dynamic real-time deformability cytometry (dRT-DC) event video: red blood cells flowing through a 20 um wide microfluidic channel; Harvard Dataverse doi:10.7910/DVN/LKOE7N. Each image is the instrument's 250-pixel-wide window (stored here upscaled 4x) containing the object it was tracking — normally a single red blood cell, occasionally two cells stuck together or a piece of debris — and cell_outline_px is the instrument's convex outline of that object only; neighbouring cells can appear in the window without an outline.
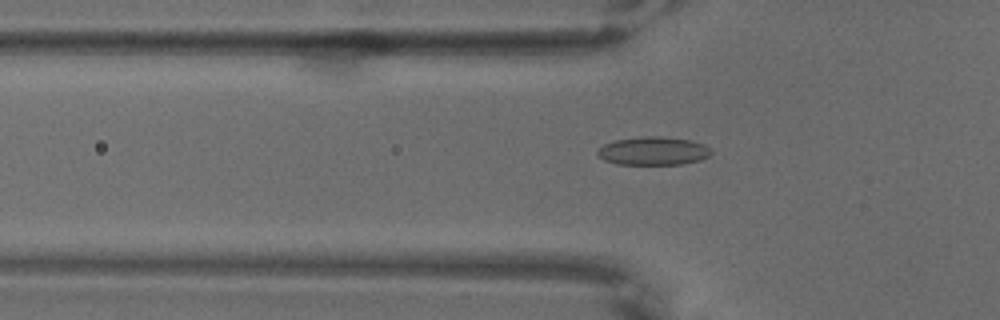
{"species": "common noctule bat (a hibernating species)", "species_latin": "Nyctalus noctula", "temperature_condition": "warm", "stored_images_in_passage": 67, "camera_frame_rate_fps": 3000, "um_per_image_px": 0.085, "animal": {"sex": "male", "body_mass_g": 18.8}, "frame": {"image": 1, "passage_image": 23, "time_ms": 7.333, "image_size_px": [1000, 320], "cell_outline_px": [[712, 152], [708, 156], [700, 160], [680, 164], [616, 164], [604, 160], [596, 152], [604, 144], [616, 140], [640, 136], [660, 136], [692, 140], [704, 144], [712, 148]], "centroid_in_image_um": [55.56, 12.82], "position_along_channel_um": 70.2, "area_um2": 18.79}}
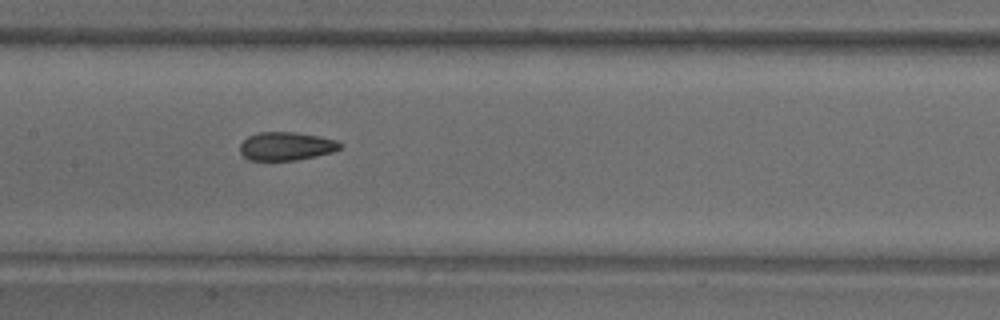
{"frame": {"image": 2, "passage_image": 34, "time_ms": 11.0, "image_size_px": [1000, 320], "cell_outline_px": [[344, 144], [340, 148], [332, 152], [296, 160], [248, 160], [240, 152], [240, 144], [248, 136], [256, 132], [296, 132], [336, 140]], "centroid_in_image_um": [24.31, 12.42], "position_along_channel_um": 183.1, "area_um2": 16.47}}
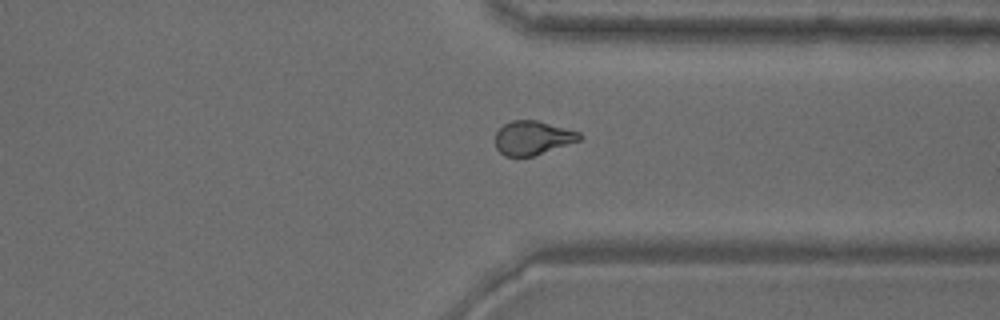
{"frame": {"image": 3, "passage_image": 52, "time_ms": 17.0, "image_size_px": [1000, 320], "cell_outline_px": [[584, 136], [580, 140], [532, 156], [504, 156], [496, 148], [496, 132], [504, 124], [512, 120], [536, 120], [580, 132]], "centroid_in_image_um": [45.27, 11.71], "position_along_channel_um": 366.1, "area_um2": 16.47}}